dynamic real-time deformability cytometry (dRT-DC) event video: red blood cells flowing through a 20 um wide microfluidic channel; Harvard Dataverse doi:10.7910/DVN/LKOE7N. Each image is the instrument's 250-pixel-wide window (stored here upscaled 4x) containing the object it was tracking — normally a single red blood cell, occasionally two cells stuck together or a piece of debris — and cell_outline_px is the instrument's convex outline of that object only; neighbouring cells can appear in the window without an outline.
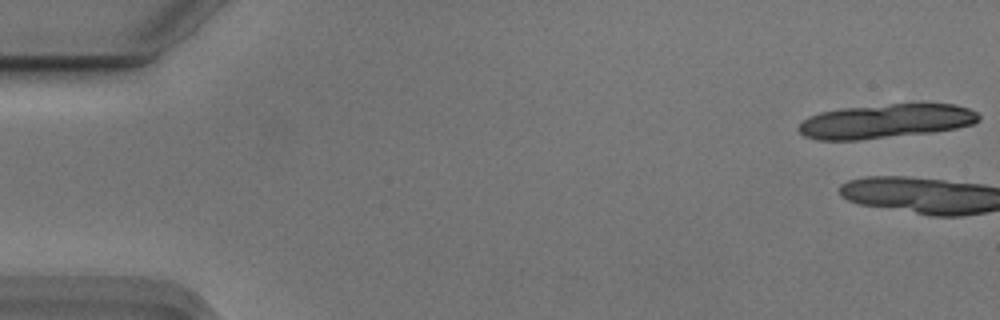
{"species": "Egyptian fruit bat (a non-hibernating species)", "species_latin": "Rousettus aegyptiacus", "temperature_condition": "cold", "stored_images_in_passage": 3, "camera_frame_rate_fps": 3000, "um_per_image_px": 0.085, "animal": {"sex": "male"}, "frame": {"image": 1, "passage_image": 1, "time_ms": 0.0, "image_size_px": [1000, 320], "cell_outline_px": [[980, 120], [972, 124], [956, 128], [932, 132], [860, 140], [816, 140], [804, 136], [796, 128], [804, 120], [820, 112], [844, 108], [892, 104], [952, 104], [968, 108], [976, 112], [980, 116]], "centroid_in_image_um": [75.28, 10.31], "position_along_channel_um": 9.7, "area_um2": 35.6}}